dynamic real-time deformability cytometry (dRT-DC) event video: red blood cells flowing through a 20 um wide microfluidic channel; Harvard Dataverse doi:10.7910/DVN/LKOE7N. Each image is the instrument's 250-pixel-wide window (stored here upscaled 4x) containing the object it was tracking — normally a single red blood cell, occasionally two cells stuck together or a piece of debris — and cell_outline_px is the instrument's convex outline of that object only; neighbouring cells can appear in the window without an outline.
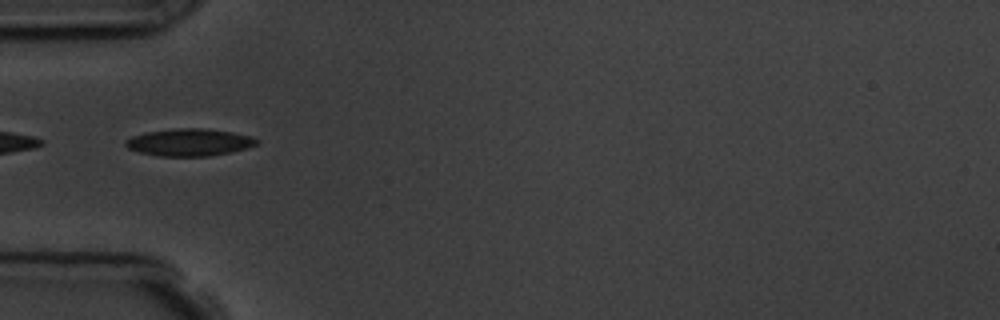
{"species": "common noctule bat (a hibernating species)", "species_latin": "Nyctalus noctula", "temperature_condition": "room temperature", "stored_images_in_passage": 6, "camera_frame_rate_fps": 3000, "um_per_image_px": 0.085, "animal": {"sex": "male", "body_mass_g": 19.5, "forearm_length_mm": 54.6}, "frame": {"image": 1, "passage_image": 5, "time_ms": 5.333, "image_size_px": [1000, 320], "cell_outline_px": [[260, 140], [256, 144], [248, 148], [232, 152], [208, 156], [156, 156], [140, 152], [128, 148], [124, 144], [124, 140], [132, 136], [144, 132], [176, 128], [204, 128], [232, 132], [252, 136]], "centroid_in_image_um": [16.09, 12.09], "position_along_channel_um": 68.9, "area_um2": 21.04}}